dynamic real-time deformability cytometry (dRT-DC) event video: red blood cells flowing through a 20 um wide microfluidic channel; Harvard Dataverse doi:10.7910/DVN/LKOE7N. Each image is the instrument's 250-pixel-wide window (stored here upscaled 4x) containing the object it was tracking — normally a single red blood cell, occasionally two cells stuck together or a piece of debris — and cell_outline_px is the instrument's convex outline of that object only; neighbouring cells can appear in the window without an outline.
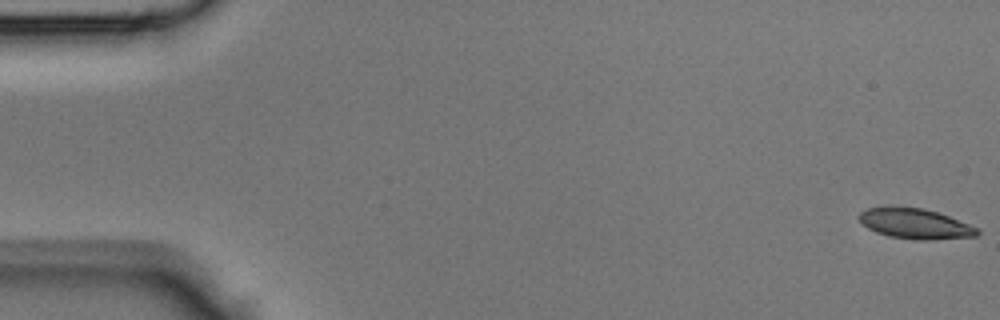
{"species": "Egyptian fruit bat (a non-hibernating species)", "species_latin": "Rousettus aegyptiacus", "temperature_condition": "room temperature", "stored_images_in_passage": 45, "camera_frame_rate_fps": 3000, "um_per_image_px": 0.085, "animal": {"sex": "male"}, "frame": {"image": 1, "passage_image": 1, "time_ms": 0.0, "image_size_px": [1000, 320], "cell_outline_px": [[980, 232], [976, 236], [932, 240], [920, 240], [888, 236], [876, 232], [868, 228], [856, 216], [860, 212], [868, 208], [924, 208], [948, 216], [980, 228]], "centroid_in_image_um": [77.82, 19.04], "position_along_channel_um": 7.2, "area_um2": 20.52}}
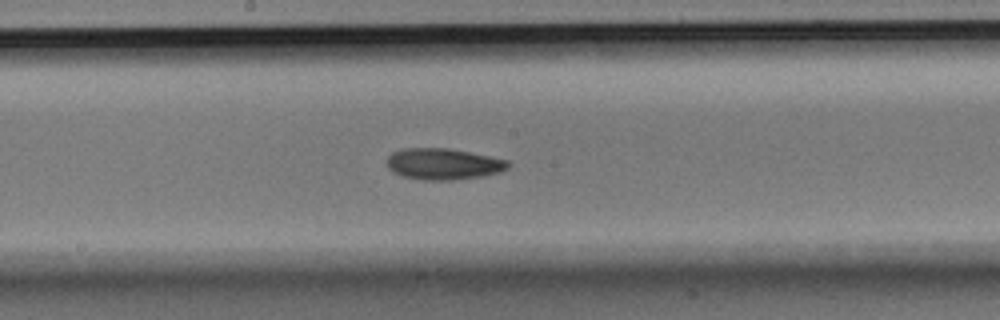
{"frame": {"image": 2, "passage_image": 24, "time_ms": 7.667, "image_size_px": [1000, 320], "cell_outline_px": [[512, 164], [508, 168], [500, 172], [484, 176], [452, 180], [424, 180], [404, 176], [392, 172], [388, 168], [388, 156], [392, 152], [400, 148], [448, 148], [508, 160]], "centroid_in_image_um": [37.69, 13.94], "position_along_channel_um": 210.5, "area_um2": 22.14}}
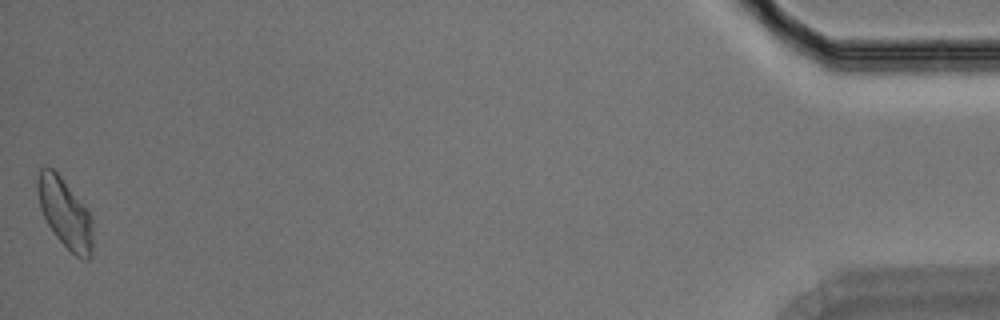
{"frame": {"image": 3, "passage_image": 45, "time_ms": 14.667, "image_size_px": [1000, 320], "cell_outline_px": [[92, 256], [88, 260], [84, 260], [76, 256], [56, 236], [48, 224], [40, 208], [36, 192], [36, 180], [40, 168], [44, 164], [48, 164], [60, 176], [88, 208], [92, 220]], "centroid_in_image_um": [5.51, 18.07], "position_along_channel_um": 429.7, "area_um2": 22.66}}